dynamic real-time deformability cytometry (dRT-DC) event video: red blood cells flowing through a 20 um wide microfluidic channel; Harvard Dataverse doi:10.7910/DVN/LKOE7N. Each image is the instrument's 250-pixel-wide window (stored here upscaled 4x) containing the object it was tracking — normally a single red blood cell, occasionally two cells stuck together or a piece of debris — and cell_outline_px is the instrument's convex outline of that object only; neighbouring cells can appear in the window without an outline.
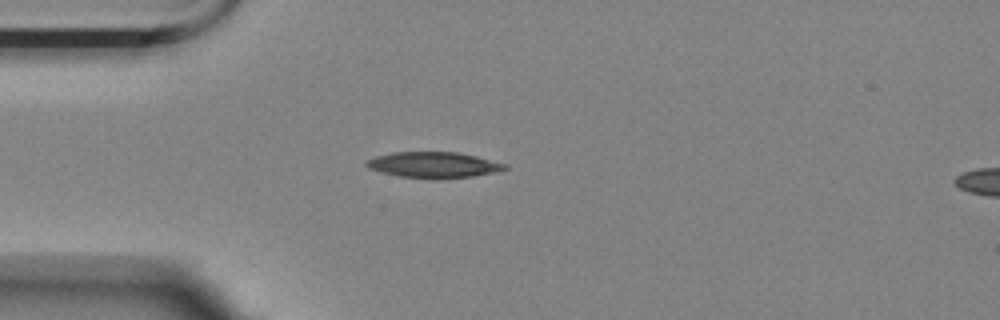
{"species": "Egyptian fruit bat (a non-hibernating species)", "species_latin": "Rousettus aegyptiacus", "temperature_condition": "room temperature", "stored_images_in_passage": 42, "camera_frame_rate_fps": 3000, "um_per_image_px": 0.085, "animal": {"sex": "female"}, "frame": {"image": 1, "passage_image": 1, "time_ms": 0.0, "image_size_px": [1000, 320], "cell_outline_px": [[508, 168], [492, 172], [472, 176], [400, 176], [380, 172], [368, 168], [364, 164], [368, 160], [376, 156], [392, 152], [456, 152], [476, 156], [508, 164]], "centroid_in_image_um": [36.82, 13.97], "position_along_channel_um": 48.2, "area_um2": 19.88}}
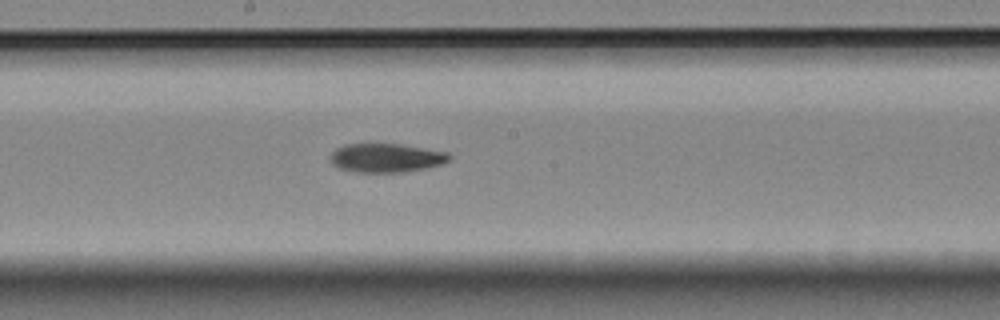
{"frame": {"image": 2, "passage_image": 16, "time_ms": 5.0, "image_size_px": [1000, 320], "cell_outline_px": [[452, 160], [428, 168], [408, 172], [356, 172], [340, 168], [332, 164], [332, 152], [336, 148], [344, 144], [400, 144], [448, 152], [452, 156]], "centroid_in_image_um": [32.88, 13.42], "position_along_channel_um": 215.3, "area_um2": 20.06}}
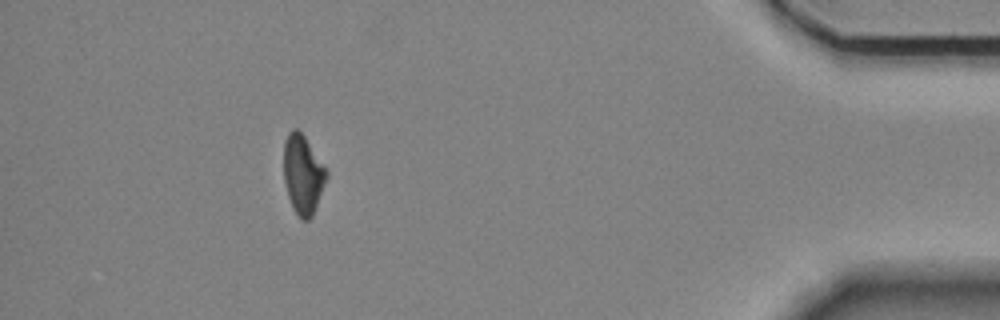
{"frame": {"image": 3, "passage_image": 37, "time_ms": 12.0, "image_size_px": [1000, 320], "cell_outline_px": [[328, 176], [312, 216], [308, 220], [300, 220], [292, 208], [288, 196], [284, 180], [284, 140], [288, 132], [292, 128], [296, 128], [304, 136], [328, 172]], "centroid_in_image_um": [25.73, 14.84], "position_along_channel_um": 409.5, "area_um2": 19.59}}